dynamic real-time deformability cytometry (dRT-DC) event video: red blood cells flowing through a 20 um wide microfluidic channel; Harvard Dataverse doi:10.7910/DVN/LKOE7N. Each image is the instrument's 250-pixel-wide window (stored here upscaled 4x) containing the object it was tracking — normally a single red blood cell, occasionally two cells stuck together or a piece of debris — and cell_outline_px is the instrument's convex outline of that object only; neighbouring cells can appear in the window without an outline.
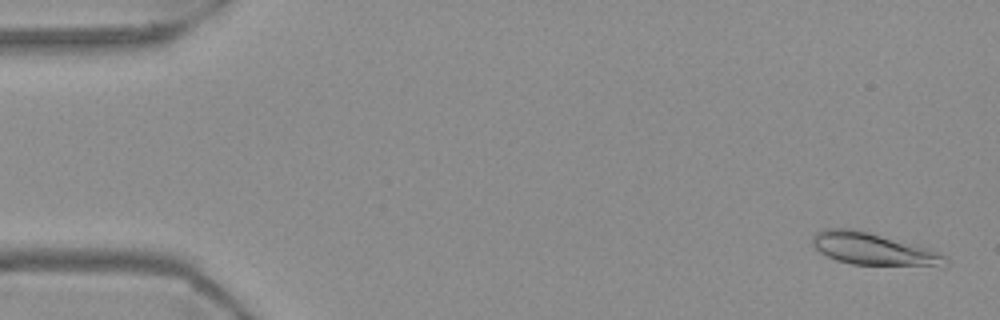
{"species": "Egyptian fruit bat (a non-hibernating species)", "species_latin": "Rousettus aegyptiacus", "temperature_condition": "warm", "stored_images_in_passage": 55, "camera_frame_rate_fps": 3000, "um_per_image_px": 0.085, "frame": {"image": 1, "passage_image": 2, "time_ms": 0.333, "image_size_px": [1000, 320], "cell_outline_px": [[948, 264], [944, 268], [940, 268], [852, 264], [836, 260], [820, 252], [812, 244], [812, 236], [816, 232], [824, 228], [852, 228], [868, 232], [928, 248], [940, 252], [948, 256]], "centroid_in_image_um": [74.34, 21.21], "position_along_channel_um": 10.7, "area_um2": 25.61}}
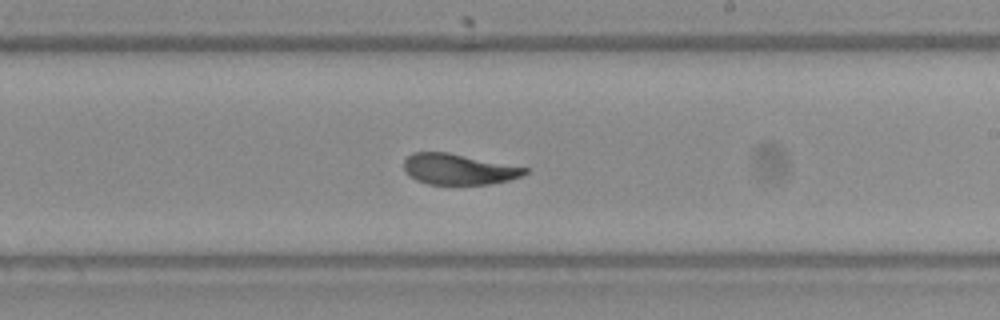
{"frame": {"image": 2, "passage_image": 32, "time_ms": 10.333, "image_size_px": [1000, 320], "cell_outline_px": [[528, 172], [520, 176], [508, 180], [488, 184], [428, 184], [416, 180], [408, 176], [404, 172], [404, 160], [412, 152], [448, 152], [528, 168]], "centroid_in_image_um": [38.92, 14.38], "position_along_channel_um": 250.1, "area_um2": 21.62}}
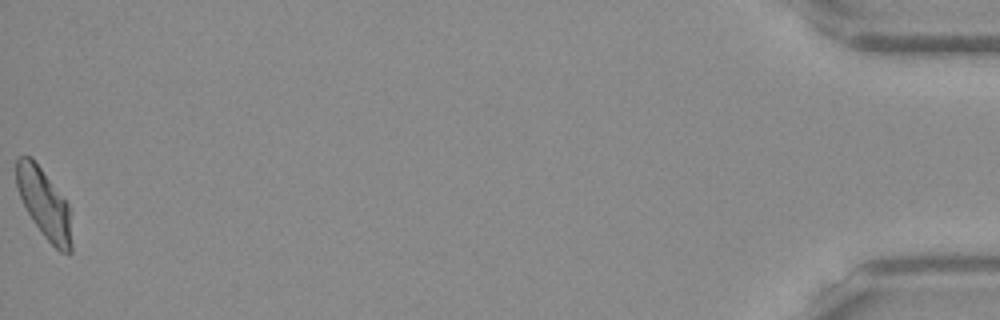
{"frame": {"image": 3, "passage_image": 55, "time_ms": 18.0, "image_size_px": [1000, 320], "cell_outline_px": [[72, 252], [60, 252], [44, 236], [32, 220], [20, 196], [16, 184], [16, 160], [20, 156], [32, 156], [68, 204], [72, 244]], "centroid_in_image_um": [3.75, 17.29], "position_along_channel_um": 431.5, "area_um2": 21.96}, "authors_computed_cell_mechanics": {"area_um2": 23.2356, "velocity_mm_per_s": 3.6879, "shape_relaxation_time_tau1_ms": 4.3739, "shape_relaxation_time_tau2_ms": 1.99, "deformation_change_tau1": 0.1546, "deformation_change_tau2": 0.0548}}